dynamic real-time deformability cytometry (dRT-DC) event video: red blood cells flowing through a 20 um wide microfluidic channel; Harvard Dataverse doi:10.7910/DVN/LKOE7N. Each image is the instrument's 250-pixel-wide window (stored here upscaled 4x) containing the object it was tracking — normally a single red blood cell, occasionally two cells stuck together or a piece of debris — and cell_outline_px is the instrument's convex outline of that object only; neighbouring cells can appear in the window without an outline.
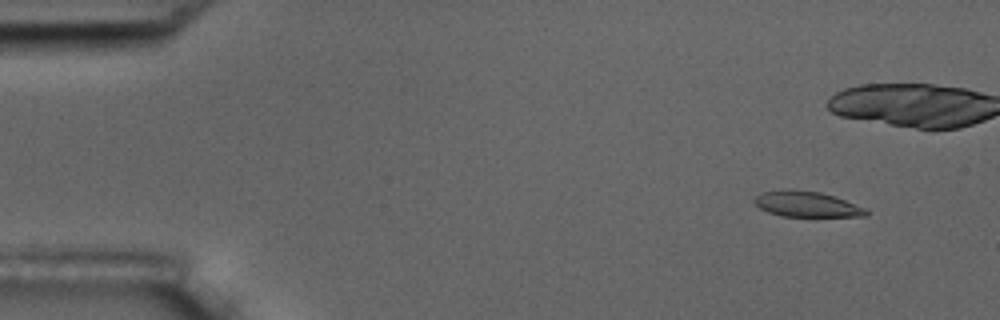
{"species": "common noctule bat (a hibernating species)", "species_latin": "Nyctalus noctula", "temperature_condition": "room temperature", "stored_images_in_passage": 7, "camera_frame_rate_fps": 3000, "um_per_image_px": 0.085, "animal": {"sex": "male", "body_mass_g": 17.5, "forearm_length_mm": 52.3}, "frame": {"image": 1, "passage_image": 1, "time_ms": 0.0, "image_size_px": [1000, 320], "cell_outline_px": [[868, 216], [780, 216], [768, 212], [760, 208], [752, 200], [760, 192], [788, 188], [792, 188], [820, 192], [868, 208]], "centroid_in_image_um": [68.54, 17.34], "position_along_channel_um": 16.5, "area_um2": 16.82}}